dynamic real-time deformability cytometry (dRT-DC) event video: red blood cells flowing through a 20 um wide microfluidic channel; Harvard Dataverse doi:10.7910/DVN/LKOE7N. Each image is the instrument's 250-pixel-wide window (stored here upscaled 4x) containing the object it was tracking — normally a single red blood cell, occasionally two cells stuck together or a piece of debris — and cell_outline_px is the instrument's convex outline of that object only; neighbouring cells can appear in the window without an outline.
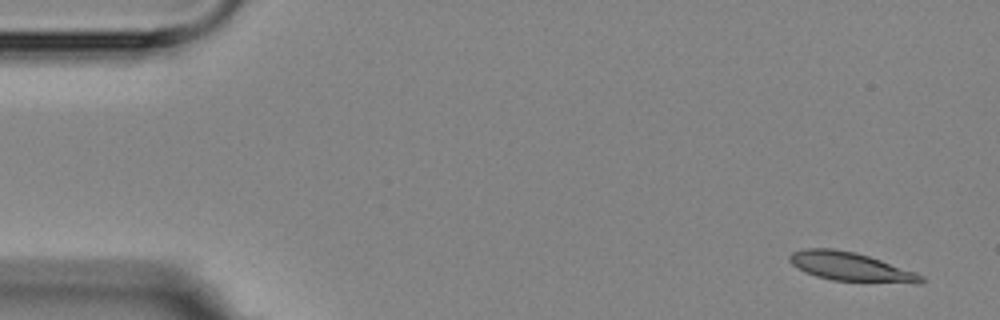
{"species": "Egyptian fruit bat (a non-hibernating species)", "species_latin": "Rousettus aegyptiacus", "temperature_condition": "room temperature", "stored_images_in_passage": 2, "camera_frame_rate_fps": 3000, "um_per_image_px": 0.085, "animal": {"sex": "female"}, "frame": {"image": 1, "passage_image": 1, "time_ms": 0.0, "image_size_px": [1000, 320], "cell_outline_px": [[924, 280], [920, 284], [916, 284], [832, 280], [816, 276], [804, 272], [792, 264], [788, 260], [788, 256], [792, 252], [804, 248], [832, 248], [856, 252], [916, 272], [924, 276]], "centroid_in_image_um": [72.3, 22.68], "position_along_channel_um": 12.7, "area_um2": 22.25}}